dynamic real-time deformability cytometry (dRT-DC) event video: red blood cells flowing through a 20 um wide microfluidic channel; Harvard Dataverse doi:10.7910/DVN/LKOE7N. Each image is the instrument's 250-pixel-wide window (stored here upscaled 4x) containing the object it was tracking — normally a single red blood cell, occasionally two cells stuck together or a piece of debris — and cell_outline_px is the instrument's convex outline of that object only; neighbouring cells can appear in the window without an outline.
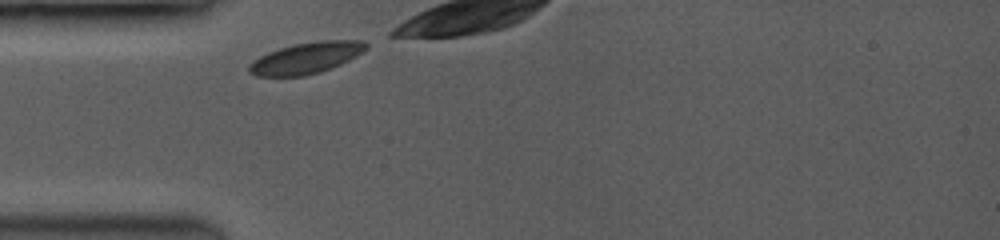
{"species": "common noctule bat (a hibernating species)", "species_latin": "Nyctalus noctula", "temperature_condition": "room temperature", "stored_images_in_passage": 31, "camera_frame_rate_fps": 3500, "um_per_image_px": 0.085, "animal": {"sex": "female", "body_mass_g": 19.0, "forearm_length_mm": 53.3}, "frame": {"image": 1, "passage_image": 1, "time_ms": 0.0, "image_size_px": [1000, 240], "cell_outline_px": [[368, 48], [356, 56], [340, 64], [320, 72], [304, 76], [256, 76], [248, 72], [248, 64], [260, 56], [268, 52], [292, 44], [316, 40], [364, 40], [368, 44]], "centroid_in_image_um": [26.02, 4.91], "position_along_channel_um": 59.0, "area_um2": 21.44}}
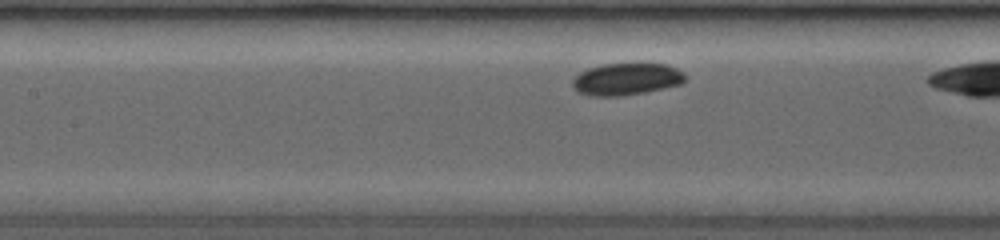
{"frame": {"image": 2, "passage_image": 14, "time_ms": 2.571, "image_size_px": [1000, 240], "cell_outline_px": [[684, 80], [680, 84], [644, 92], [612, 96], [600, 96], [580, 92], [572, 84], [572, 80], [580, 72], [588, 68], [600, 64], [668, 64], [684, 72]], "centroid_in_image_um": [53.25, 6.7], "position_along_channel_um": 154.1, "area_um2": 20.52}}
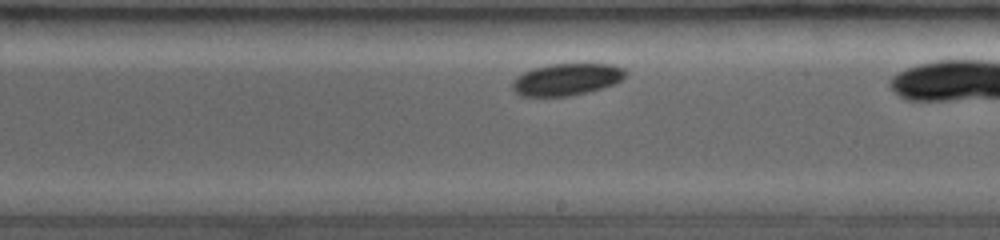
{"frame": {"image": 3, "passage_image": 27, "time_ms": 4.857, "image_size_px": [1000, 240], "cell_outline_px": [[628, 72], [616, 84], [584, 92], [564, 96], [524, 96], [516, 92], [512, 88], [512, 80], [516, 76], [532, 68], [552, 64], [612, 64], [624, 68]], "centroid_in_image_um": [48.16, 6.73], "position_along_channel_um": 240.8, "area_um2": 20.87}}